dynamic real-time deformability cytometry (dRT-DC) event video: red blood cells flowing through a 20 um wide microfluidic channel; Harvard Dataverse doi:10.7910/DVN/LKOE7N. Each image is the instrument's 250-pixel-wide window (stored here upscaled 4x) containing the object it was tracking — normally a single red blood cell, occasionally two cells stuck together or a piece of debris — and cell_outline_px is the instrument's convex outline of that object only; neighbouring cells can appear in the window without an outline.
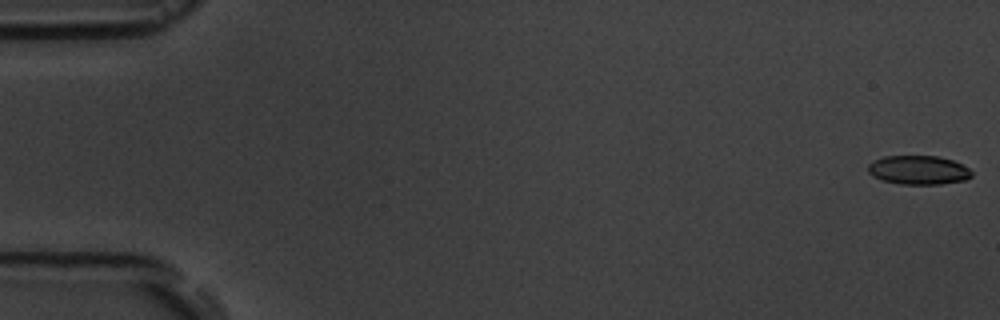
{"species": "common noctule bat (a hibernating species)", "species_latin": "Nyctalus noctula", "temperature_condition": "room temperature", "stored_images_in_passage": 17, "camera_frame_rate_fps": 3000, "um_per_image_px": 0.085, "animal": {"sex": "male", "body_mass_g": 19.5, "forearm_length_mm": 54.6}, "frame": {"image": 1, "passage_image": 1, "time_ms": 0.0, "image_size_px": [1000, 320], "cell_outline_px": [[972, 176], [964, 180], [940, 184], [900, 184], [880, 180], [872, 176], [868, 172], [868, 164], [872, 160], [884, 156], [940, 156], [952, 160], [968, 168], [972, 172]], "centroid_in_image_um": [78.02, 14.45], "position_along_channel_um": 7.0, "area_um2": 17.57}}
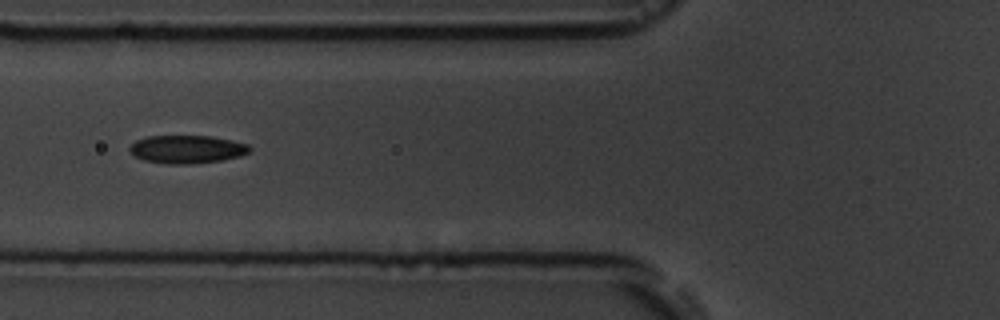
{"frame": {"image": 2, "passage_image": 7, "time_ms": 7.0, "image_size_px": [1000, 320], "cell_outline_px": [[252, 148], [248, 152], [240, 156], [224, 160], [188, 164], [168, 164], [144, 160], [136, 156], [128, 148], [136, 140], [148, 136], [212, 136], [232, 140], [248, 144]], "centroid_in_image_um": [15.92, 12.68], "position_along_channel_um": 109.9, "area_um2": 19.59}}
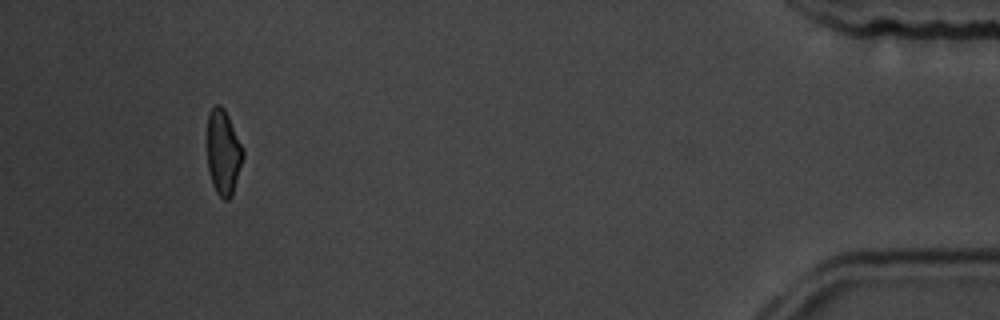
{"frame": {"image": 3, "passage_image": 16, "time_ms": 17.333, "image_size_px": [1000, 320], "cell_outline_px": [[244, 156], [232, 196], [228, 200], [224, 200], [216, 192], [212, 184], [208, 168], [208, 112], [216, 104], [220, 104], [224, 108], [244, 148]], "centroid_in_image_um": [18.99, 12.95], "position_along_channel_um": 416.2, "area_um2": 17.8}, "authors_computed_cell_mechanics": {"area_um2": 18.5538, "velocity_mm_per_s": 3.6366, "shape_relaxation_time_tau1_ms": 3.4635, "shape_relaxation_time_tau2_ms": 8.5143, "deformation_change_tau1": 0.1062, "deformation_change_tau2": 0.192}}